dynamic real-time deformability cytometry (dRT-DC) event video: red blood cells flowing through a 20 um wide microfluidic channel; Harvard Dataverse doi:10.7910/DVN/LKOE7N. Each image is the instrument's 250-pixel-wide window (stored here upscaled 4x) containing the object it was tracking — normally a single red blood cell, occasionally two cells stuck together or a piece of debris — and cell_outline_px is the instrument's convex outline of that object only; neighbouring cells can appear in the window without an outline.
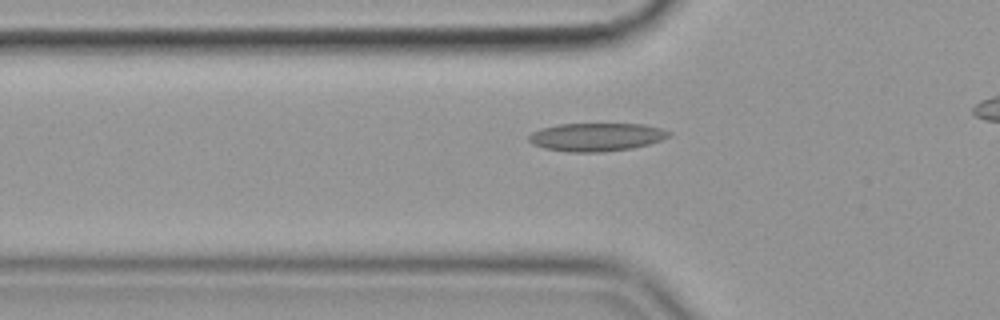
{"species": "common noctule bat (a hibernating species)", "species_latin": "Nyctalus noctula", "temperature_condition": "cold", "stored_images_in_passage": 46, "camera_frame_rate_fps": 3000, "um_per_image_px": 0.085, "animal": {"sex": "female", "body_mass_g": 19.9}, "frame": {"image": 1, "passage_image": 15, "time_ms": 4.667, "image_size_px": [1000, 320], "cell_outline_px": [[672, 136], [648, 144], [632, 148], [604, 152], [568, 152], [544, 148], [532, 144], [528, 140], [528, 136], [532, 132], [540, 128], [560, 124], [644, 124], [660, 128], [672, 132]], "centroid_in_image_um": [50.69, 11.65], "position_along_channel_um": 75.1, "area_um2": 23.12}}
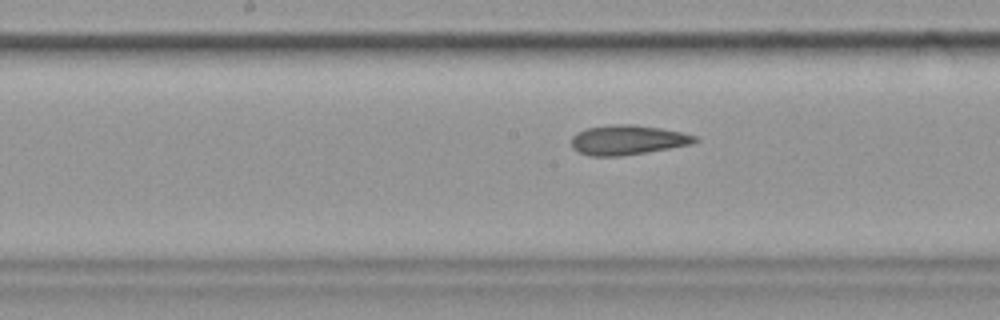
{"frame": {"image": 2, "passage_image": 25, "time_ms": 8.0, "image_size_px": [1000, 320], "cell_outline_px": [[700, 140], [692, 144], [648, 152], [624, 156], [588, 156], [576, 152], [572, 148], [572, 136], [576, 132], [588, 128], [616, 124], [632, 124], [660, 128], [680, 132], [696, 136]], "centroid_in_image_um": [53.33, 11.91], "position_along_channel_um": 194.9, "area_um2": 21.5}}
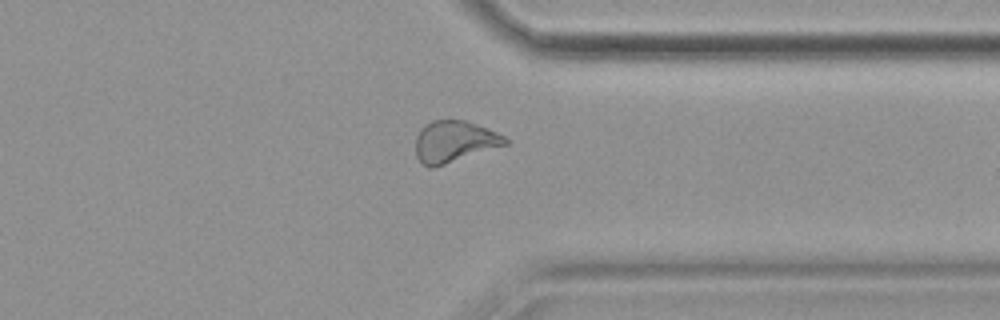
{"frame": {"image": 3, "passage_image": 40, "time_ms": 13.0, "image_size_px": [1000, 320], "cell_outline_px": [[508, 144], [432, 168], [428, 168], [416, 156], [416, 136], [420, 128], [424, 124], [432, 120], [468, 120], [496, 132], [504, 136], [508, 140]], "centroid_in_image_um": [38.59, 12.01], "position_along_channel_um": 372.8, "area_um2": 21.62}, "authors_computed_cell_mechanics": {"area_um2": 21.8773, "velocity_mm_per_s": 3.5854, "shape_relaxation_time_tau1_ms": null, "shape_relaxation_time_tau2_ms": 2.8957, "deformation_change_tau1": null, "deformation_change_tau2": 0.0851}}